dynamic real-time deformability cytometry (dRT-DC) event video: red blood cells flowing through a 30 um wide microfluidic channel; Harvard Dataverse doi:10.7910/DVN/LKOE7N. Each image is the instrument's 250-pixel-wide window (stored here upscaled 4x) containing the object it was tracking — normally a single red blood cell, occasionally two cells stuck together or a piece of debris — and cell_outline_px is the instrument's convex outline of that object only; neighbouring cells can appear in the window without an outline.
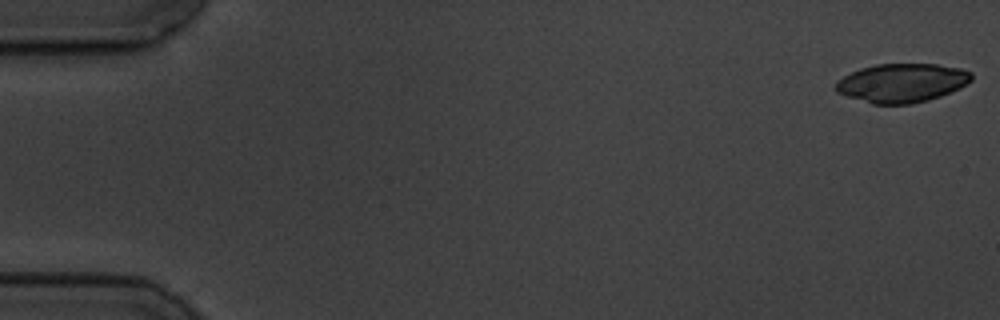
{"species": "common noctule bat (a hibernating species)", "species_latin": "Nyctalus noctula", "temperature_condition": "cold", "stored_images_in_passage": 5, "camera_frame_rate_fps": 3000, "um_per_image_px": 0.085, "animal": {"sex": "male", "body_mass_g": 19.5, "forearm_length_mm": 54.6}, "frame": {"image": 1, "passage_image": 1, "time_ms": 0.0, "image_size_px": [1000, 320], "cell_outline_px": [[972, 80], [968, 84], [960, 88], [940, 96], [928, 100], [912, 104], [872, 104], [836, 92], [836, 80], [860, 68], [876, 64], [936, 64], [960, 68], [972, 72]], "centroid_in_image_um": [76.68, 7.04], "position_along_channel_um": 8.3, "area_um2": 30.75}}